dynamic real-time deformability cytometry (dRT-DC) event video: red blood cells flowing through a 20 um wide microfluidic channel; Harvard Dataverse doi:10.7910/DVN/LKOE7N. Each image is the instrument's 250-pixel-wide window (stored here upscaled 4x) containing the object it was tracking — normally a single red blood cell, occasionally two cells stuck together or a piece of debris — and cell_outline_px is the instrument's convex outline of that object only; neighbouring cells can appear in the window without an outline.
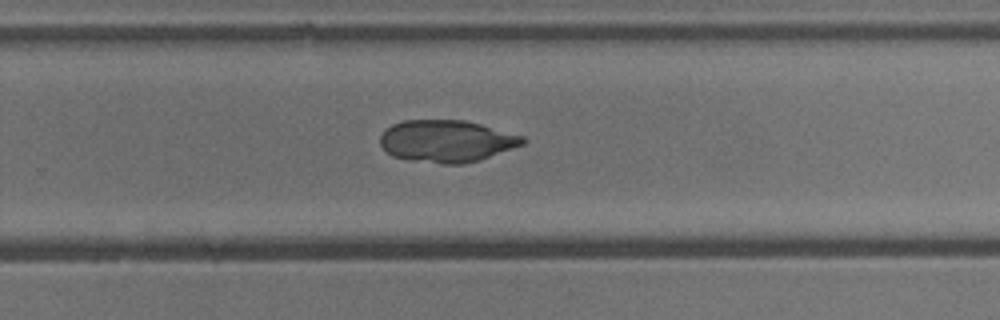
{"species": "common noctule bat (a hibernating species)", "species_latin": "Nyctalus noctula", "temperature_condition": "cold", "stored_images_in_passage": 41, "camera_frame_rate_fps": 3000, "um_per_image_px": 0.085, "animal": {"sex": "male", "body_mass_g": 13.3}, "frame": {"image": 1, "passage_image": 23, "time_ms": 7.333, "image_size_px": [1000, 320], "cell_outline_px": [[528, 140], [524, 144], [480, 160], [464, 164], [444, 164], [412, 160], [392, 156], [380, 144], [380, 136], [392, 124], [404, 120], [464, 120], [480, 124], [524, 136]], "centroid_in_image_um": [37.99, 11.99], "position_along_channel_um": 291.8, "area_um2": 34.85}}
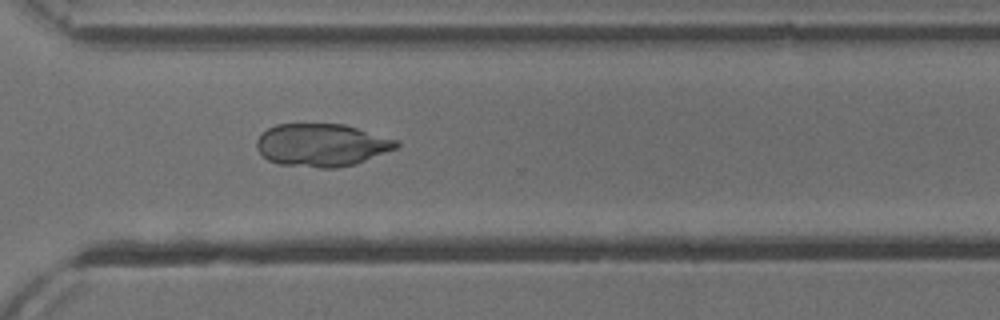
{"frame": {"image": 2, "passage_image": 27, "time_ms": 8.667, "image_size_px": [1000, 320], "cell_outline_px": [[400, 144], [396, 148], [356, 164], [336, 168], [320, 168], [280, 164], [268, 160], [256, 148], [256, 140], [268, 128], [276, 124], [344, 124], [400, 140]], "centroid_in_image_um": [27.37, 12.33], "position_along_channel_um": 343.2, "area_um2": 34.85}}
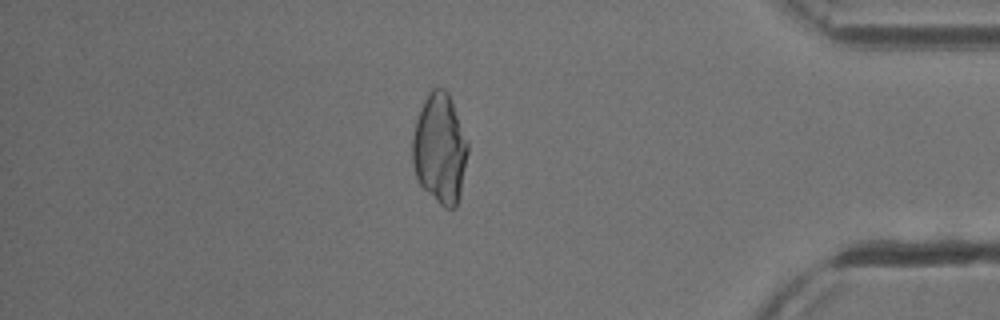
{"frame": {"image": 3, "passage_image": 34, "time_ms": 11.0, "image_size_px": [1000, 320], "cell_outline_px": [[468, 152], [460, 196], [456, 208], [444, 208], [420, 184], [416, 176], [412, 160], [412, 140], [416, 120], [424, 100], [428, 92], [432, 88], [444, 88], [448, 92], [468, 144]], "centroid_in_image_um": [37.38, 12.64], "position_along_channel_um": 397.8, "area_um2": 35.2}}